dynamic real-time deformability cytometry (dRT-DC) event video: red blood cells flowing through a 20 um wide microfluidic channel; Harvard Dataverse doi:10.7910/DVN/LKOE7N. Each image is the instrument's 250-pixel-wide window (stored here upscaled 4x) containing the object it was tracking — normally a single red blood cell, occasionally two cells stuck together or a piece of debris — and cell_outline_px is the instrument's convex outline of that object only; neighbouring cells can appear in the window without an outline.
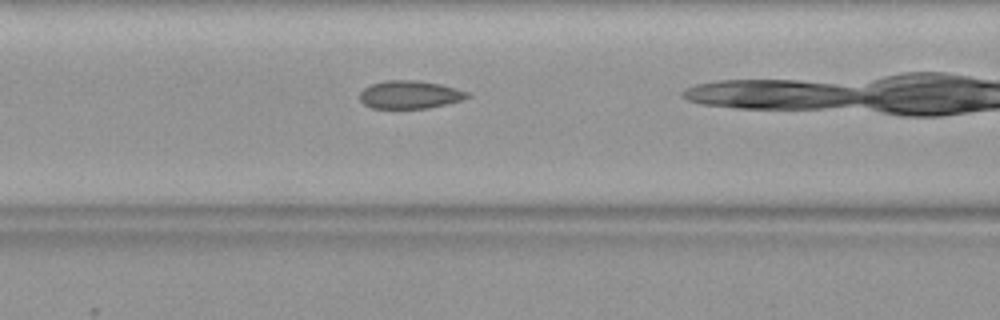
{"species": "common noctule bat (a hibernating species)", "species_latin": "Nyctalus noctula", "temperature_condition": "warm", "stored_images_in_passage": 31, "camera_frame_rate_fps": 3000, "um_per_image_px": 0.085, "animal": {"sex": "female", "body_mass_g": 19.9}, "frame": {"image": 1, "passage_image": 14, "time_ms": 4.333, "image_size_px": [1000, 320], "cell_outline_px": [[472, 96], [464, 100], [428, 108], [372, 108], [364, 104], [360, 100], [360, 92], [368, 84], [384, 80], [416, 80], [440, 84], [456, 88], [468, 92]], "centroid_in_image_um": [34.84, 8.04], "position_along_channel_um": 131.8, "area_um2": 17.74}}
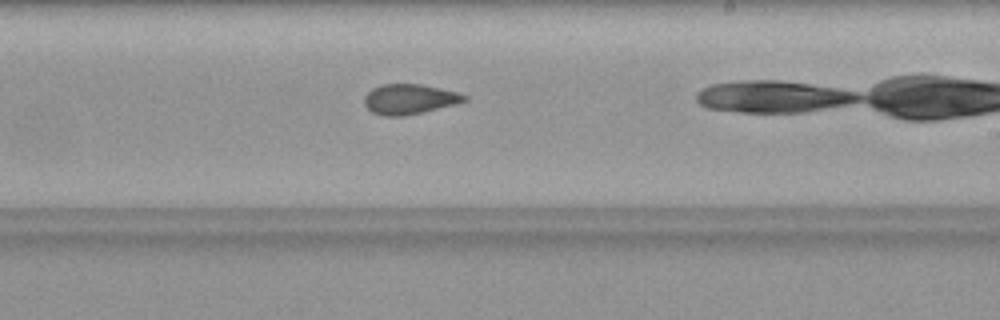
{"frame": {"image": 2, "passage_image": 22, "time_ms": 7.0, "image_size_px": [1000, 320], "cell_outline_px": [[468, 100], [456, 104], [424, 112], [404, 116], [384, 116], [372, 112], [364, 104], [364, 96], [372, 88], [380, 84], [420, 84], [440, 88], [456, 92], [468, 96]], "centroid_in_image_um": [34.79, 8.43], "position_along_channel_um": 254.2, "area_um2": 17.63}}